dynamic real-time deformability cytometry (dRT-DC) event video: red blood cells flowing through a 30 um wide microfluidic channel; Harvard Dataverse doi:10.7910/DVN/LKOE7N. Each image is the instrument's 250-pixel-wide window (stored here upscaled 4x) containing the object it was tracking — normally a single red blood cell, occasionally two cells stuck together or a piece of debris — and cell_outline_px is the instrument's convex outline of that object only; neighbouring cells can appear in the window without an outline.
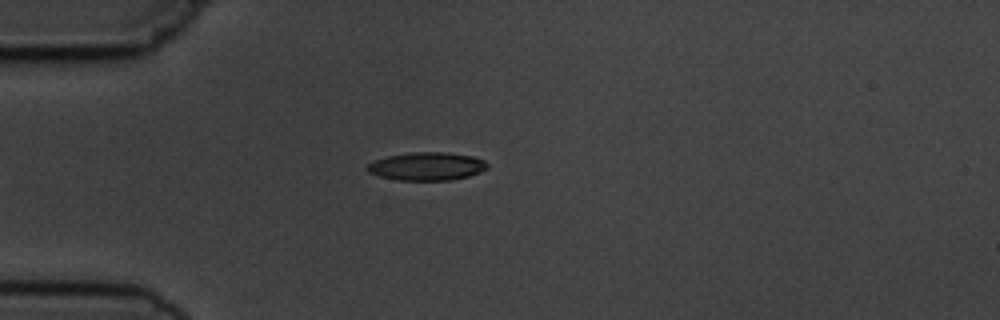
{"species": "common noctule bat (a hibernating species)", "species_latin": "Nyctalus noctula", "temperature_condition": "cold", "stored_images_in_passage": 4, "camera_frame_rate_fps": 3000, "um_per_image_px": 0.085, "animal": {"sex": "male", "body_mass_g": 19.5, "forearm_length_mm": 54.6}, "frame": {"image": 1, "passage_image": 4, "time_ms": 4.333, "image_size_px": [1000, 320], "cell_outline_px": [[488, 168], [480, 172], [468, 176], [448, 180], [396, 180], [380, 176], [368, 172], [364, 168], [372, 160], [388, 156], [412, 152], [444, 152], [472, 156], [484, 160], [488, 164]], "centroid_in_image_um": [36.25, 14.13], "position_along_channel_um": 48.8, "area_um2": 19.71}}